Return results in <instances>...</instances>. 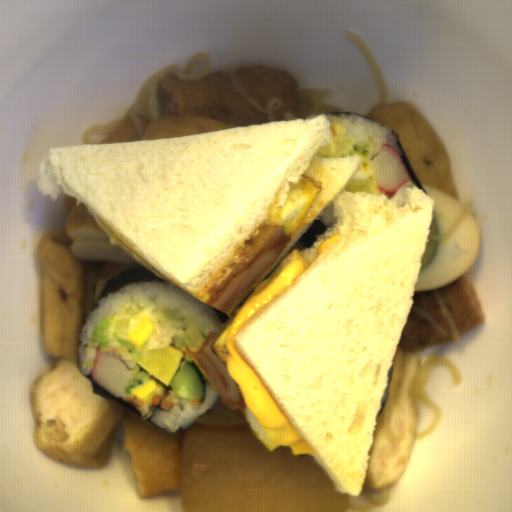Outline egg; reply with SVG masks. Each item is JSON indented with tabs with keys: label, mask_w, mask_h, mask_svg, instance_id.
Instances as JSON below:
<instances>
[{
	"label": "egg",
	"mask_w": 512,
	"mask_h": 512,
	"mask_svg": "<svg viewBox=\"0 0 512 512\" xmlns=\"http://www.w3.org/2000/svg\"><path fill=\"white\" fill-rule=\"evenodd\" d=\"M233 318L216 336V338L210 344V349L214 355L220 360V362L228 369L227 366V347L225 337L233 323Z\"/></svg>",
	"instance_id": "465d88aa"
},
{
	"label": "egg",
	"mask_w": 512,
	"mask_h": 512,
	"mask_svg": "<svg viewBox=\"0 0 512 512\" xmlns=\"http://www.w3.org/2000/svg\"><path fill=\"white\" fill-rule=\"evenodd\" d=\"M294 259L304 260L305 271L307 270V268H308L310 263L305 258V256L303 255L302 251L297 249V248H292L290 253L279 262L277 268L272 272V274L268 278H266L265 280H263V281H261L260 283L257 284V286L254 288V290L247 296L246 300L248 298H250L251 296L257 294L258 292L264 290L266 285L268 284V282L271 279H273L281 271V269L285 265H287L289 262H291Z\"/></svg>",
	"instance_id": "535e4f2a"
},
{
	"label": "egg",
	"mask_w": 512,
	"mask_h": 512,
	"mask_svg": "<svg viewBox=\"0 0 512 512\" xmlns=\"http://www.w3.org/2000/svg\"><path fill=\"white\" fill-rule=\"evenodd\" d=\"M321 188L322 180H316L303 172L297 183L288 185L286 200L282 206L278 205L277 192L274 201L266 208L263 220L231 249L223 265L193 296L208 305L216 293L242 271L266 245L284 235H291L303 222Z\"/></svg>",
	"instance_id": "2799bb9f"
},
{
	"label": "egg",
	"mask_w": 512,
	"mask_h": 512,
	"mask_svg": "<svg viewBox=\"0 0 512 512\" xmlns=\"http://www.w3.org/2000/svg\"><path fill=\"white\" fill-rule=\"evenodd\" d=\"M436 202L414 293L442 289L465 278L480 249L479 222L456 197L421 184Z\"/></svg>",
	"instance_id": "d2b9013d"
},
{
	"label": "egg",
	"mask_w": 512,
	"mask_h": 512,
	"mask_svg": "<svg viewBox=\"0 0 512 512\" xmlns=\"http://www.w3.org/2000/svg\"><path fill=\"white\" fill-rule=\"evenodd\" d=\"M183 353L167 345L147 351L137 368L147 374V381L129 392L145 405L155 397H163L182 363Z\"/></svg>",
	"instance_id": "db1cbce2"
},
{
	"label": "egg",
	"mask_w": 512,
	"mask_h": 512,
	"mask_svg": "<svg viewBox=\"0 0 512 512\" xmlns=\"http://www.w3.org/2000/svg\"><path fill=\"white\" fill-rule=\"evenodd\" d=\"M244 416L253 434L271 453L279 447H289L293 456L316 454L309 442L290 422V424L281 428L259 426L255 416L249 411L246 403L244 406Z\"/></svg>",
	"instance_id": "581b19a8"
}]
</instances>
